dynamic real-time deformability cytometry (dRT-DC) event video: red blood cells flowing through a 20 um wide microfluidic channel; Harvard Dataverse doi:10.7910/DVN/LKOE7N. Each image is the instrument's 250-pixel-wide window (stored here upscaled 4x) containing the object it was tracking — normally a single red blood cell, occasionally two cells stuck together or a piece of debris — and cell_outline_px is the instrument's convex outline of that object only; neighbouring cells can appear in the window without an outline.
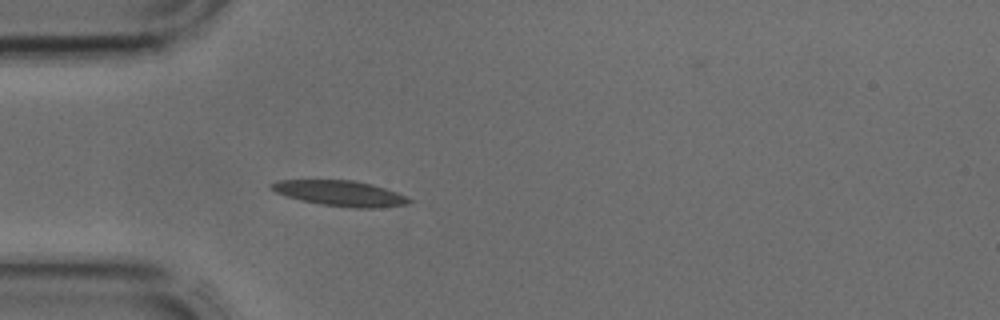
{"species": "common noctule bat (a hibernating species)", "species_latin": "Nyctalus noctula", "temperature_condition": "cold", "stored_images_in_passage": 31, "camera_frame_rate_fps": 3000, "um_per_image_px": 0.085, "animal": {"sex": "male", "body_mass_g": 17.9, "forearm_length_mm": 54.2}, "frame": {"image": 1, "passage_image": 1, "time_ms": 0.0, "image_size_px": [1000, 320], "cell_outline_px": [[412, 200], [408, 204], [376, 208], [356, 208], [324, 204], [300, 200], [276, 192], [268, 184], [276, 180], [352, 180], [372, 184], [396, 192]], "centroid_in_image_um": [28.91, 16.42], "position_along_channel_um": 56.1, "area_um2": 20.11}}
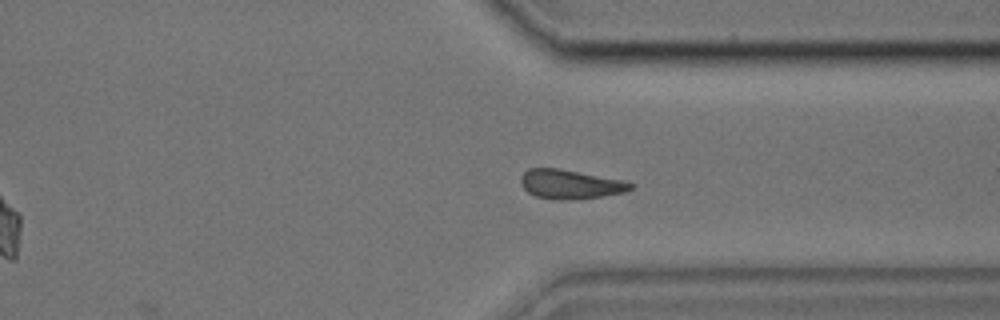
{"frame": {"image": 2, "passage_image": 21, "time_ms": 6.667, "image_size_px": [1000, 320], "cell_outline_px": [[636, 184], [632, 188], [624, 192], [600, 196], [560, 200], [556, 200], [536, 196], [528, 192], [520, 184], [520, 176], [528, 168], [556, 168], [620, 180]], "centroid_in_image_um": [48.41, 15.66], "position_along_channel_um": 363.0, "area_um2": 18.26}}
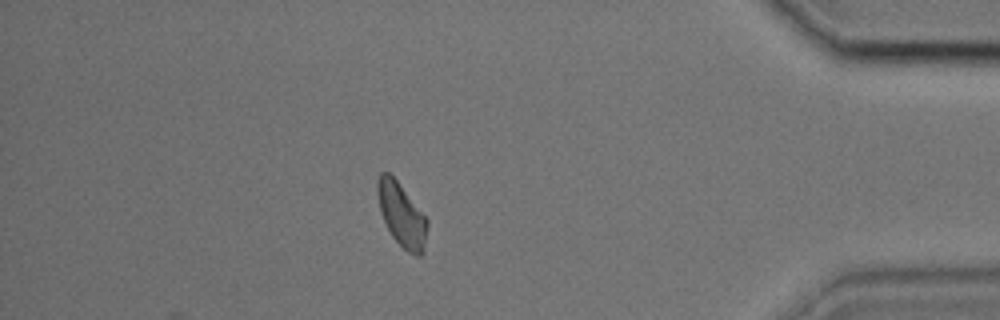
{"frame": {"image": 3, "passage_image": 26, "time_ms": 8.333, "image_size_px": [1000, 320], "cell_outline_px": [[428, 224], [424, 252], [420, 256], [416, 256], [408, 252], [392, 236], [380, 212], [376, 192], [376, 180], [380, 172], [388, 172], [396, 180], [428, 220]], "centroid_in_image_um": [34.12, 18.26], "position_along_channel_um": 401.1, "area_um2": 18.32}}